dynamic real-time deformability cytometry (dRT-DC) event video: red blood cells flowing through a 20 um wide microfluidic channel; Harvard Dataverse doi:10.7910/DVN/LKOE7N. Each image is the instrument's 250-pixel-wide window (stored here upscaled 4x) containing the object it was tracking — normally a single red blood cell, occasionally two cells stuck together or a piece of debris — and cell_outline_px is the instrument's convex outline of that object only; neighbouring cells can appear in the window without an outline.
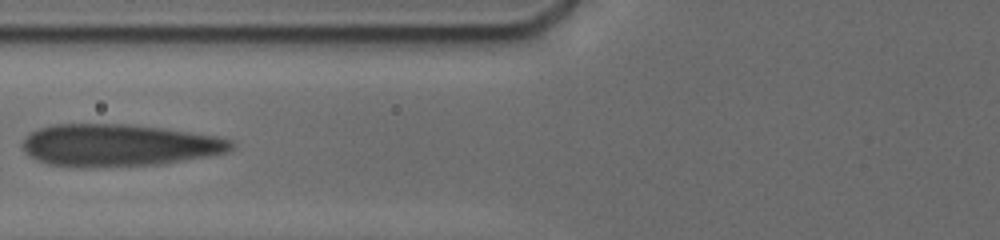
{"species": "human", "species_latin": "Homo sapiens", "temperature_condition": "cold", "stored_images_in_passage": 18, "camera_frame_rate_fps": 3000, "um_per_image_px": 0.085, "donor": {"sex": "male"}, "frame": {"image": 1, "passage_image": 16, "time_ms": 7.0, "image_size_px": [1000, 240], "cell_outline_px": [[236, 144], [228, 152], [212, 156], [164, 164], [48, 164], [24, 152], [24, 140], [32, 132], [40, 128], [56, 124], [128, 124], [164, 128], [216, 136], [232, 140]], "centroid_in_image_um": [10.24, 12.3], "position_along_channel_um": 115.6, "area_um2": 49.82}}
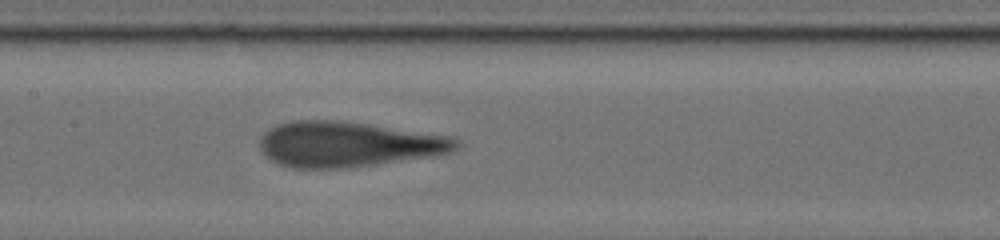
{"frame": {"image": 2, "passage_image": 18, "time_ms": 8.667, "image_size_px": [1000, 240], "cell_outline_px": [[460, 144], [452, 152], [432, 156], [344, 168], [292, 168], [280, 164], [272, 160], [260, 148], [260, 140], [264, 132], [276, 124], [292, 120], [336, 120], [368, 124], [448, 136], [456, 140]], "centroid_in_image_um": [29.54, 12.25], "position_along_channel_um": 177.9, "area_um2": 51.33}}